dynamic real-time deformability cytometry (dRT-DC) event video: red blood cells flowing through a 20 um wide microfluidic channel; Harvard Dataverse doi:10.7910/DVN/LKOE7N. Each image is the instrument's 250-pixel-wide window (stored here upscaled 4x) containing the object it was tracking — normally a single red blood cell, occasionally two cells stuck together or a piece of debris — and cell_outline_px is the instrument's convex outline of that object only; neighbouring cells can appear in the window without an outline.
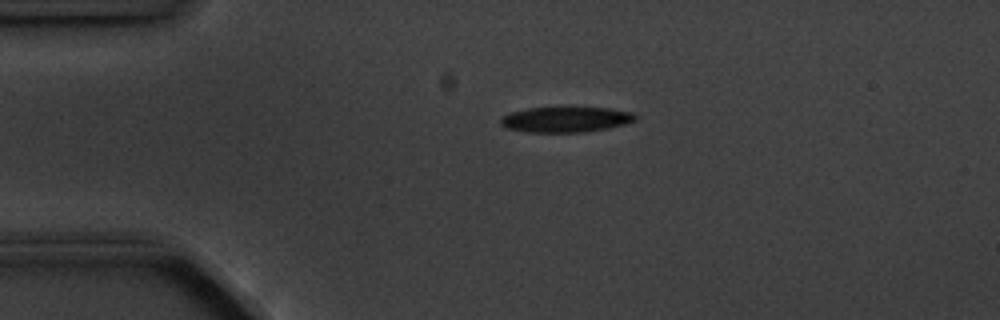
{"species": "common noctule bat (a hibernating species)", "species_latin": "Nyctalus noctula", "temperature_condition": "cold", "stored_images_in_passage": 2, "camera_frame_rate_fps": 3000, "um_per_image_px": 0.085, "animal": {"sex": "male", "body_mass_g": 20.1, "forearm_length_mm": 53.5}, "frame": {"image": 1, "passage_image": 1, "time_ms": 0.0, "image_size_px": [1000, 320], "cell_outline_px": [[636, 120], [624, 124], [608, 128], [584, 132], [528, 132], [504, 128], [500, 124], [500, 120], [504, 116], [512, 112], [528, 108], [608, 108], [636, 112]], "centroid_in_image_um": [48.11, 10.16], "position_along_channel_um": 36.9, "area_um2": 19.88}}